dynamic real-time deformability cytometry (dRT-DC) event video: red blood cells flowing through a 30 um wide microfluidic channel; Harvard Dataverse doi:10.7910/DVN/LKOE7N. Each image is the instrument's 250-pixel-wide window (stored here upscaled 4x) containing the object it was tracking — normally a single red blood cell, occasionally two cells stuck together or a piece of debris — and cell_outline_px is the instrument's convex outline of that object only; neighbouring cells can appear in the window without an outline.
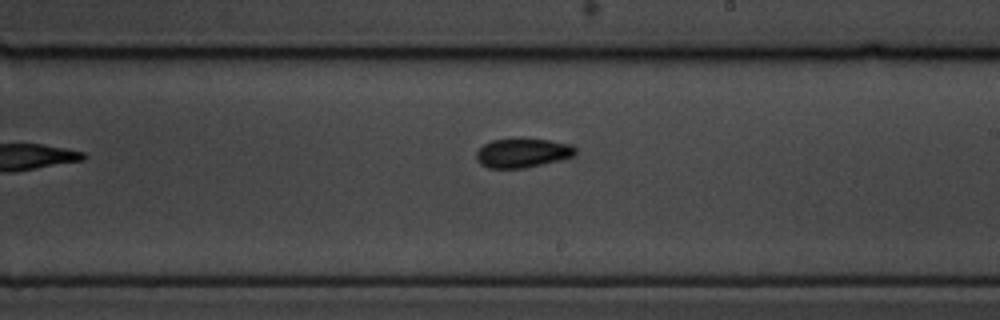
{"species": "common noctule bat (a hibernating species)", "species_latin": "Nyctalus noctula", "temperature_condition": "cold", "stored_images_in_passage": 9, "camera_frame_rate_fps": 3000, "um_per_image_px": 0.085, "animal": {"sex": "male", "body_mass_g": 19.5, "forearm_length_mm": 54.6}, "frame": {"image": 1, "passage_image": 9, "time_ms": 9.333, "image_size_px": [1000, 320], "cell_outline_px": [[576, 152], [572, 156], [560, 160], [524, 168], [488, 168], [480, 164], [476, 160], [476, 152], [484, 144], [492, 140], [548, 140], [572, 144], [576, 148]], "centroid_in_image_um": [44.4, 13.02], "position_along_channel_um": 244.6, "area_um2": 16.53}}